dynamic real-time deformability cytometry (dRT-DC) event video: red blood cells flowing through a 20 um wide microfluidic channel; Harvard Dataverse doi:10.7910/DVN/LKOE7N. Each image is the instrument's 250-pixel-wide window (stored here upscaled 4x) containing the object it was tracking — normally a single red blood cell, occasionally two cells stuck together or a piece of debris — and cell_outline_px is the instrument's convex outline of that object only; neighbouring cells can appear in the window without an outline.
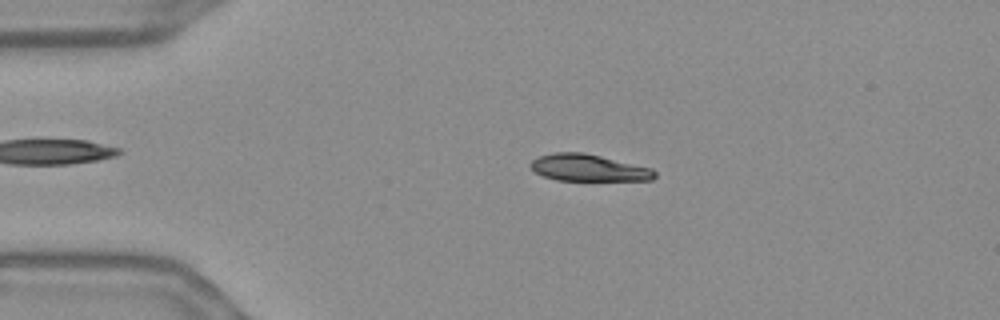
{"species": "Egyptian fruit bat (a non-hibernating species)", "species_latin": "Rousettus aegyptiacus", "temperature_condition": "warm", "stored_images_in_passage": 54, "camera_frame_rate_fps": 3000, "um_per_image_px": 0.085, "frame": {"image": 1, "passage_image": 11, "time_ms": 3.333, "image_size_px": [1000, 320], "cell_outline_px": [[656, 176], [652, 180], [556, 180], [544, 176], [536, 172], [528, 164], [532, 160], [540, 156], [556, 152], [584, 152], [652, 168], [656, 172]], "centroid_in_image_um": [50.03, 14.26], "position_along_channel_um": 35.0, "area_um2": 19.31}}
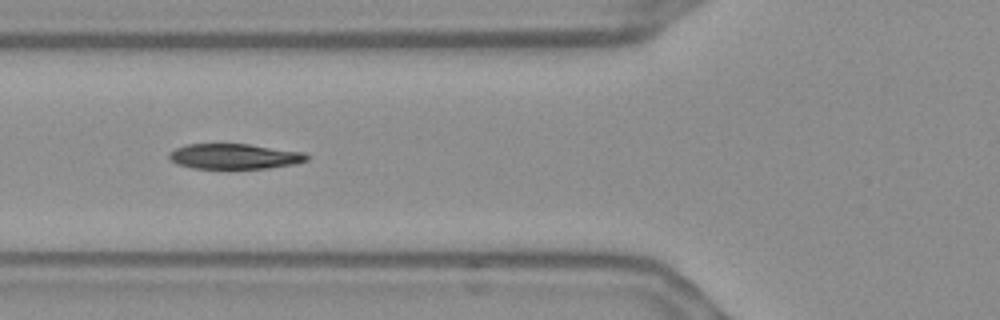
{"frame": {"image": 2, "passage_image": 20, "time_ms": 6.333, "image_size_px": [1000, 320], "cell_outline_px": [[308, 160], [296, 164], [268, 168], [192, 168], [176, 164], [168, 156], [168, 152], [176, 148], [188, 144], [248, 144], [304, 152], [308, 156]], "centroid_in_image_um": [19.92, 13.29], "position_along_channel_um": 105.9, "area_um2": 20.23}}
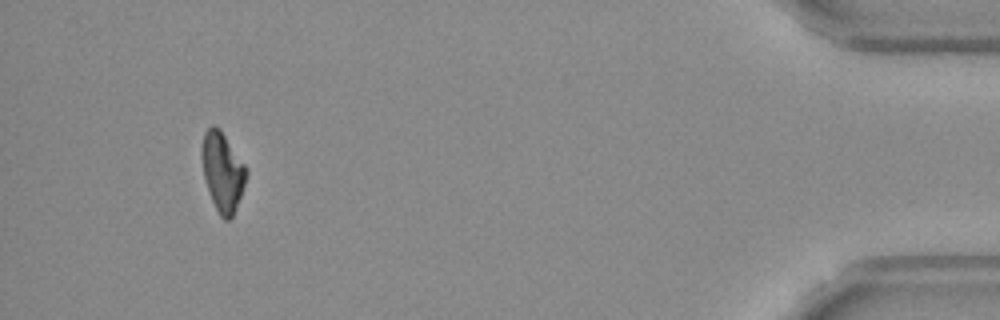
{"frame": {"image": 3, "passage_image": 51, "time_ms": 16.667, "image_size_px": [1000, 320], "cell_outline_px": [[248, 176], [232, 216], [228, 220], [224, 220], [220, 216], [212, 200], [204, 180], [200, 156], [200, 148], [204, 132], [212, 124], [220, 128], [248, 168]], "centroid_in_image_um": [18.9, 14.54], "position_along_channel_um": 416.3, "area_um2": 20.81}, "authors_computed_cell_mechanics": {"area_um2": 21.0103, "velocity_mm_per_s": 3.6793, "shape_relaxation_time_tau1_ms": 4.1864, "shape_relaxation_time_tau2_ms": 1.6068, "deformation_change_tau1": 0.1857, "deformation_change_tau2": 0.0687}}